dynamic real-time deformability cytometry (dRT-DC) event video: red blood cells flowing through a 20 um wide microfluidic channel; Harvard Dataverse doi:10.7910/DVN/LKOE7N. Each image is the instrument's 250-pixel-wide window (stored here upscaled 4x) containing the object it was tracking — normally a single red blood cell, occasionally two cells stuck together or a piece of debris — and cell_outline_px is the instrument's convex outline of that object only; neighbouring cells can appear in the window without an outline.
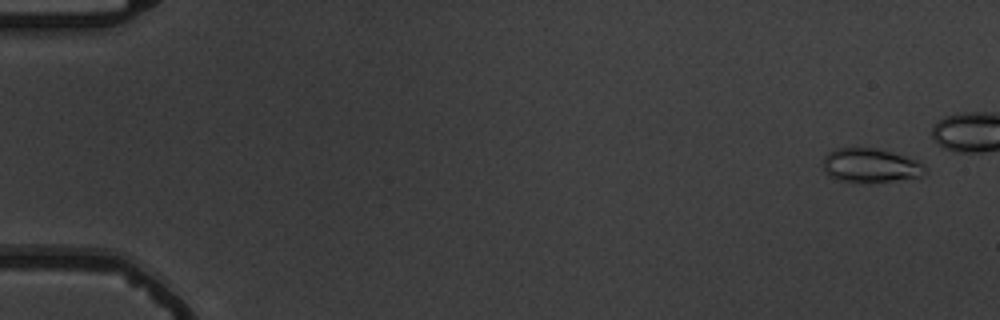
{"species": "common noctule bat (a hibernating species)", "species_latin": "Nyctalus noctula", "temperature_condition": "warm", "stored_images_in_passage": 7, "camera_frame_rate_fps": 3000, "um_per_image_px": 0.085, "animal": {"sex": "male", "body_mass_g": 19.5, "forearm_length_mm": 54.6}, "frame": {"image": 1, "passage_image": 1, "time_ms": 0.0, "image_size_px": [1000, 320], "cell_outline_px": [[928, 172], [924, 176], [868, 184], [860, 184], [836, 180], [828, 176], [824, 172], [824, 156], [828, 152], [836, 148], [880, 148], [916, 160], [924, 164], [928, 168]], "centroid_in_image_um": [74.0, 14.1], "position_along_channel_um": 11.0, "area_um2": 20.98}}